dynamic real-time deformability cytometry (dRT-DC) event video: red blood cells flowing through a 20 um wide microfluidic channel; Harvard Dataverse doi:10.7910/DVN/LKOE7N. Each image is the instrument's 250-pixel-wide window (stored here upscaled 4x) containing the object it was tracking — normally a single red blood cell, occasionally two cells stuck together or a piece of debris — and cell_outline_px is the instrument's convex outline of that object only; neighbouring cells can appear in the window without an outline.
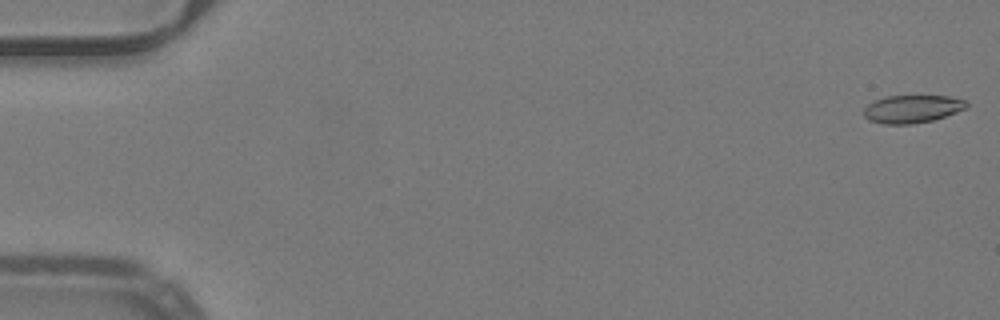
{"species": "common noctule bat (a hibernating species)", "species_latin": "Nyctalus noctula", "temperature_condition": "warm", "stored_images_in_passage": 52, "camera_frame_rate_fps": 3000, "um_per_image_px": 0.085, "animal": {"sex": "male", "body_mass_g": 19.2, "forearm_length_mm": 51.8}, "frame": {"image": 1, "passage_image": 1, "time_ms": 0.0, "image_size_px": [1000, 320], "cell_outline_px": [[968, 104], [964, 108], [956, 112], [932, 120], [912, 124], [884, 124], [868, 120], [864, 116], [864, 108], [868, 104], [876, 100], [888, 96], [948, 96], [964, 100]], "centroid_in_image_um": [77.5, 9.26], "position_along_channel_um": 7.5, "area_um2": 16.42}}
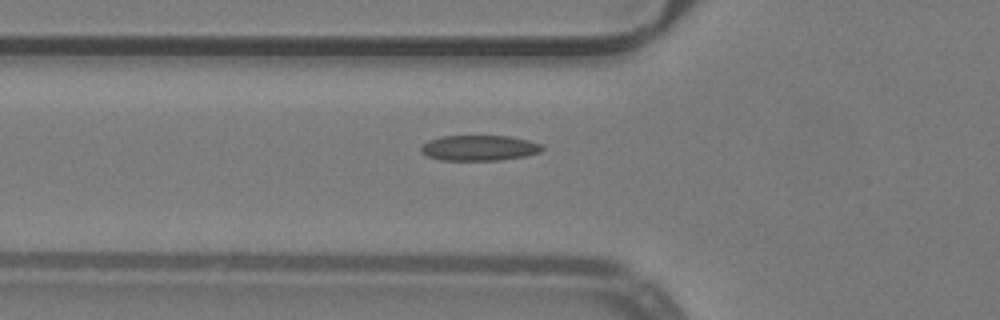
{"frame": {"image": 2, "passage_image": 19, "time_ms": 6.0, "image_size_px": [1000, 320], "cell_outline_px": [[544, 148], [540, 152], [524, 156], [500, 160], [440, 160], [428, 156], [420, 152], [420, 148], [428, 140], [440, 136], [508, 136], [528, 140], [544, 144]], "centroid_in_image_um": [40.74, 12.57], "position_along_channel_um": 85.1, "area_um2": 18.03}}
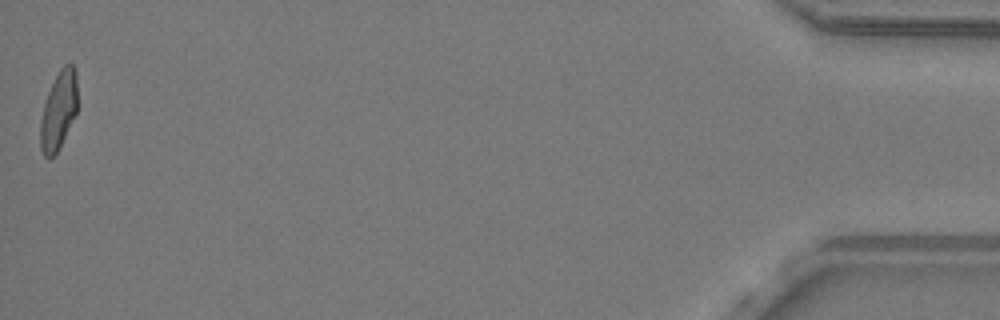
{"frame": {"image": 3, "passage_image": 52, "time_ms": 17.0, "image_size_px": [1000, 320], "cell_outline_px": [[76, 112], [56, 152], [52, 156], [44, 156], [40, 148], [40, 120], [44, 104], [48, 92], [60, 68], [64, 64], [72, 64], [76, 68]], "centroid_in_image_um": [4.96, 9.34], "position_along_channel_um": 430.2, "area_um2": 16.42}, "authors_computed_cell_mechanics": {"area_um2": 17.5134, "velocity_mm_per_s": 4.0284, "shape_relaxation_time_tau1_ms": null, "shape_relaxation_time_tau2_ms": 1.9109, "deformation_change_tau1": null, "deformation_change_tau2": 0.0819}}